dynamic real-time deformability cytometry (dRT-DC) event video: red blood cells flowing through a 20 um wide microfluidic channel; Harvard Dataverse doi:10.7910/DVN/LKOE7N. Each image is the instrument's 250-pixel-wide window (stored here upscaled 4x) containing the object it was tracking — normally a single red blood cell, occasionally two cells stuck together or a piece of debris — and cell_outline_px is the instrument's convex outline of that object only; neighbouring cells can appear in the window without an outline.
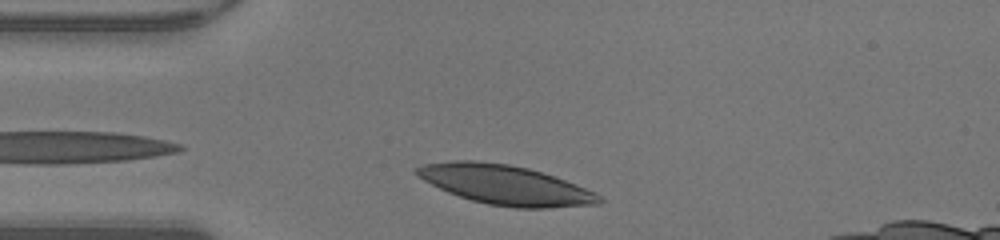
{"species": "human", "species_latin": "Homo sapiens", "temperature_condition": "warm", "stored_images_in_passage": 29, "camera_frame_rate_fps": 3000, "um_per_image_px": 0.085, "donor": {"sex": "male"}, "frame": {"image": 1, "passage_image": 3, "time_ms": 0.667, "image_size_px": [1000, 240], "cell_outline_px": [[604, 200], [600, 204], [548, 208], [516, 208], [488, 204], [472, 200], [448, 192], [424, 180], [412, 168], [424, 164], [456, 160], [476, 160], [508, 164], [528, 168], [564, 180], [596, 192]], "centroid_in_image_um": [42.97, 15.72], "position_along_channel_um": 42.0, "area_um2": 41.67}}
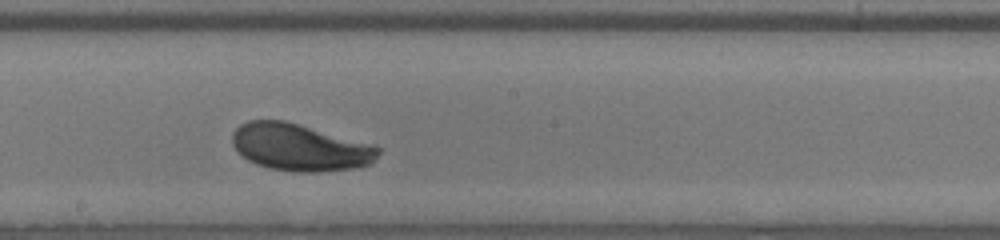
{"frame": {"image": 2, "passage_image": 17, "time_ms": 5.333, "image_size_px": [1000, 240], "cell_outline_px": [[380, 152], [372, 164], [356, 168], [316, 172], [296, 172], [272, 168], [256, 164], [248, 160], [232, 144], [232, 132], [240, 124], [248, 120], [284, 120], [372, 144], [380, 148]], "centroid_in_image_um": [25.5, 12.52], "position_along_channel_um": 222.7, "area_um2": 39.88}}
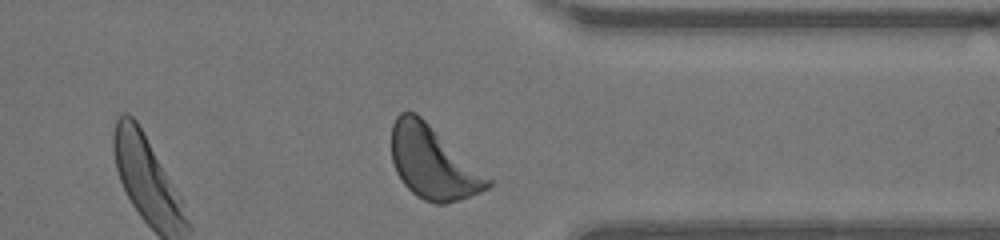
{"frame": {"image": 3, "passage_image": 28, "time_ms": 9.0, "image_size_px": [1000, 240], "cell_outline_px": [[492, 184], [488, 188], [480, 192], [444, 204], [436, 204], [424, 200], [416, 196], [404, 184], [396, 172], [392, 160], [392, 124], [396, 116], [400, 112], [416, 112], [492, 180]], "centroid_in_image_um": [36.77, 13.82], "position_along_channel_um": 374.6, "area_um2": 40.29}, "authors_computed_cell_mechanics": {"area_um2": 39.7664, "velocity_mm_per_s": 4.3096, "shape_relaxation_time_tau1_ms": 1.7147, "shape_relaxation_time_tau2_ms": null, "deformation_change_tau1": 0.1141, "deformation_change_tau2": null}}